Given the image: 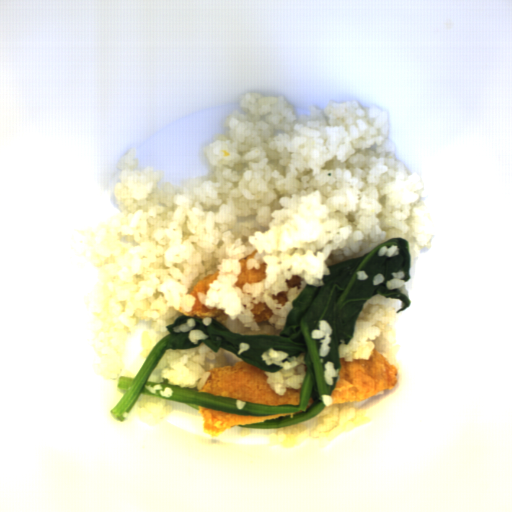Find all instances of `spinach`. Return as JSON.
Returning a JSON list of instances; mask_svg holds the SVG:
<instances>
[{
    "mask_svg": "<svg viewBox=\"0 0 512 512\" xmlns=\"http://www.w3.org/2000/svg\"><path fill=\"white\" fill-rule=\"evenodd\" d=\"M390 245L398 246L400 252L393 257L387 255L379 256L380 247ZM330 275H322L323 286L315 287L307 285L302 292L291 301V310L289 311L286 324L278 336L274 335H241L233 333L225 328L222 323L215 320V317H199L178 315L173 323L165 325L169 334L154 346L148 354L143 365L135 377L119 376L118 389L125 391L110 411L111 415L119 421H124L123 412H129L137 402L140 394H146L158 398L174 400L186 403L199 410V406L207 407L212 410H221L224 413L245 415V416H267L278 413H293L280 416L277 419H265L263 422L251 423L238 426L243 428L258 429H276L295 425L309 419H312L320 413L327 404L323 403L322 395L332 396L336 381L339 377L332 376V385H329L324 378V365L326 362H332L334 370L341 369V357L338 348L344 340L348 345L350 339L354 338L353 331L355 322L360 312L363 311V305L371 297L380 294L386 298L400 299L401 307L396 310V314L403 312L411 306L412 300L401 293L400 289H388L386 282L395 279L392 273L398 271L404 272L405 283L411 280L409 275L411 268V254L409 242L402 237L388 239L384 243L377 245L372 251L361 255L360 257L345 260L338 264L328 265ZM364 270L368 278L358 279L356 272ZM377 273H382L385 281L379 285H373V277ZM186 318H194L195 326L192 329H199L208 335L207 339H199L198 344L192 343L188 337L189 332H174V327H179L186 323ZM328 320L333 332L330 335L332 342L328 345L331 350L325 357H319V341L324 339H313L312 329H319V320ZM204 342L215 352L222 347L231 351L235 356L241 358L248 364L257 366L262 370L276 372L282 369L275 363L270 366L261 358L262 352L273 347L275 351L288 352L289 356L298 357L305 353V380L301 387L300 405L281 404L279 406H270L264 404H255L240 401L238 399L214 396L209 392H198L197 388L181 389L180 386L170 385L164 379L161 383L148 382V376L156 368V365L162 357L165 349H191ZM241 342L250 344L245 352L237 355ZM161 384L163 390L169 386L173 389V395L170 398H164L159 390L156 393H150L145 386Z\"/></svg>",
    "mask_w": 512,
    "mask_h": 512,
    "instance_id": "cb11ae35",
    "label": "spinach"
}]
</instances>
